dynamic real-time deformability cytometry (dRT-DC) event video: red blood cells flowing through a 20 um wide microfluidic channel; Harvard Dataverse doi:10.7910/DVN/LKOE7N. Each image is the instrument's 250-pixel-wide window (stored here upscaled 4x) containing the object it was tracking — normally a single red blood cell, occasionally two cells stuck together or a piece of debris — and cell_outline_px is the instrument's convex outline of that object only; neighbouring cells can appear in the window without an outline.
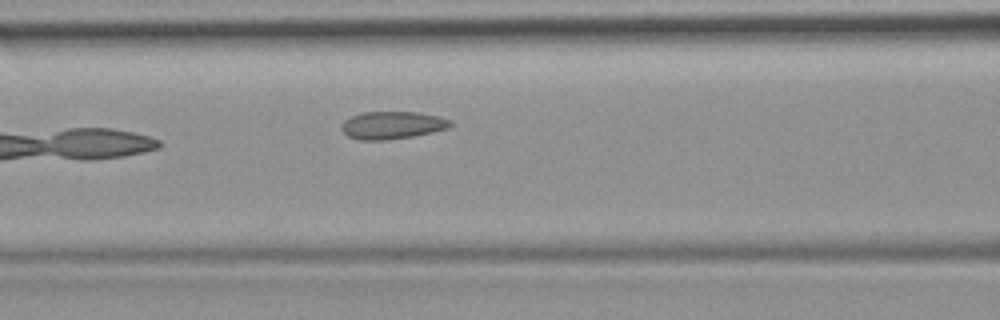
{"species": "common noctule bat (a hibernating species)", "species_latin": "Nyctalus noctula", "temperature_condition": "room temperature", "stored_images_in_passage": 6, "camera_frame_rate_fps": 3000, "um_per_image_px": 0.085, "animal": {"sex": "female", "body_mass_g": 19.9}, "frame": {"image": 1, "passage_image": 6, "time_ms": 7.0, "image_size_px": [1000, 320], "cell_outline_px": [[452, 124], [448, 128], [432, 132], [412, 136], [388, 140], [360, 140], [348, 136], [340, 128], [344, 120], [352, 116], [364, 112], [420, 112], [436, 116], [448, 120]], "centroid_in_image_um": [33.3, 10.64], "position_along_channel_um": 133.3, "area_um2": 17.34}}